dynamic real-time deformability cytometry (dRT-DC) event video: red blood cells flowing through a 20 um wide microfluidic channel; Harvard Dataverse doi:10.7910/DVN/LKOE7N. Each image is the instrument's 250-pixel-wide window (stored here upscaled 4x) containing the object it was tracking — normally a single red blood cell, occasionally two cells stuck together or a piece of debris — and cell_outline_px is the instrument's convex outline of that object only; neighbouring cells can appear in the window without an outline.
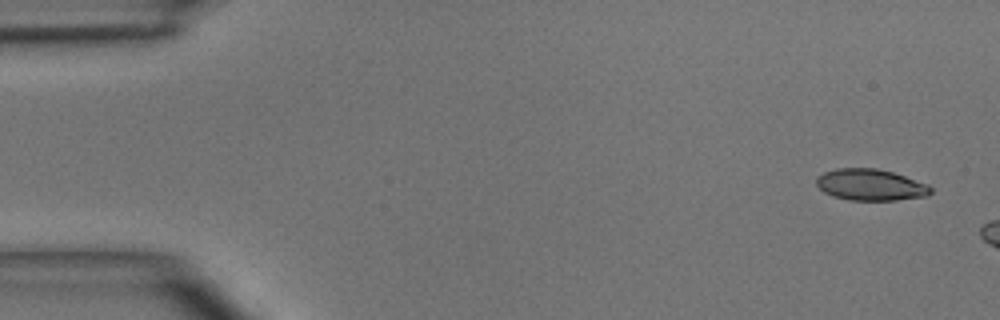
{"species": "common noctule bat (a hibernating species)", "species_latin": "Nyctalus noctula", "temperature_condition": "room temperature", "stored_images_in_passage": 3, "camera_frame_rate_fps": 3000, "um_per_image_px": 0.085, "animal": {"sex": "male", "body_mass_g": 15.6}, "frame": {"image": 1, "passage_image": 1, "time_ms": 0.0, "image_size_px": [1000, 320], "cell_outline_px": [[932, 192], [928, 196], [896, 200], [852, 200], [832, 196], [824, 192], [816, 184], [816, 176], [824, 172], [836, 168], [876, 168], [892, 172], [928, 184], [932, 188]], "centroid_in_image_um": [73.99, 15.71], "position_along_channel_um": 11.0, "area_um2": 20.98}}